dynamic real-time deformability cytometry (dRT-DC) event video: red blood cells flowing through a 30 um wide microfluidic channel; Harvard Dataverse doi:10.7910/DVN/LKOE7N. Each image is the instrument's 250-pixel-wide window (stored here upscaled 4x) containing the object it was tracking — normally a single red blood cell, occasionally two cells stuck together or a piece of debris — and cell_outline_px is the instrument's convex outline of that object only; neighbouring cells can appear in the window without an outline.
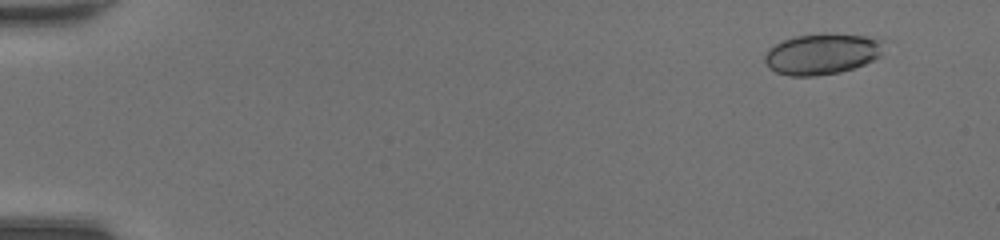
{"species": "common noctule bat (a hibernating species)", "species_latin": "Nyctalus noctula", "temperature_condition": "room temperature", "stored_images_in_passage": 18, "camera_frame_rate_fps": 3000, "um_per_image_px": 0.085, "animal": {"sex": "female", "body_mass_g": 20.0, "forearm_length_mm": 54.0}, "frame": {"image": 1, "passage_image": 4, "time_ms": 1.0, "image_size_px": [1000, 240], "cell_outline_px": [[888, 40], [880, 56], [864, 64], [840, 72], [816, 76], [788, 76], [776, 72], [764, 60], [764, 56], [768, 48], [792, 36], [824, 32], [864, 36]], "centroid_in_image_um": [69.91, 4.56], "position_along_channel_um": 15.1, "area_um2": 28.78}}